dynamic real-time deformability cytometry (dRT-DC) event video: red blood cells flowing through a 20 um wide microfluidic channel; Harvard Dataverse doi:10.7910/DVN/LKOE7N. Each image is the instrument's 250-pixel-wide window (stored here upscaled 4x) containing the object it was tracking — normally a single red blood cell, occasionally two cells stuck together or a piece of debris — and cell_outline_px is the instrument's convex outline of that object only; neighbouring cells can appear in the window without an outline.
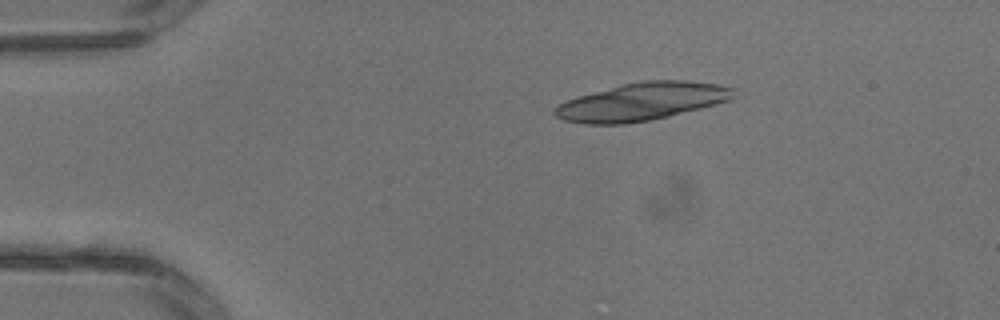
{"species": "common noctule bat (a hibernating species)", "species_latin": "Nyctalus noctula", "temperature_condition": "warm", "stored_images_in_passage": 4, "segment_of_instrument_passage": [1, 2], "camera_frame_rate_fps": 3000, "um_per_image_px": 0.085, "animal": {"sex": "male", "body_mass_g": 13.3}, "frame": {"image": 1, "passage_image": 2, "time_ms": 0.333, "image_size_px": [1000, 320], "cell_outline_px": [[736, 96], [732, 100], [652, 120], [624, 124], [584, 124], [564, 120], [556, 116], [552, 112], [560, 104], [576, 96], [620, 84], [640, 80], [688, 80], [716, 84], [736, 88]], "centroid_in_image_um": [54.59, 8.62], "position_along_channel_um": 30.4, "area_um2": 39.65}}